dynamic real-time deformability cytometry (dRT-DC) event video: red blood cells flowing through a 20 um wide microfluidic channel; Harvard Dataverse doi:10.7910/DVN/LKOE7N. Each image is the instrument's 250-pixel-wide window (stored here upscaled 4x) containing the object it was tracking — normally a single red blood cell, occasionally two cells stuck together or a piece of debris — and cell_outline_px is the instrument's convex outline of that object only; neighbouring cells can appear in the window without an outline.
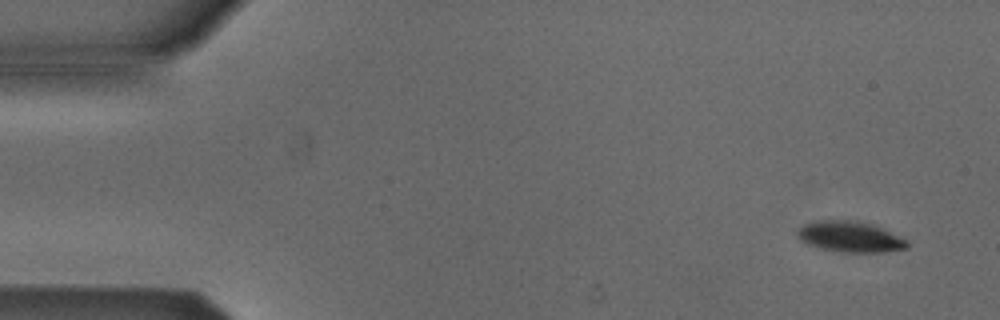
{"species": "Egyptian fruit bat (a non-hibernating species)", "species_latin": "Rousettus aegyptiacus", "temperature_condition": "cold", "stored_images_in_passage": 6, "camera_frame_rate_fps": 3000, "um_per_image_px": 0.085, "animal": {"sex": "male"}, "frame": {"image": 1, "passage_image": 1, "time_ms": 0.0, "image_size_px": [1000, 320], "cell_outline_px": [[908, 248], [884, 252], [840, 252], [820, 248], [808, 244], [800, 240], [796, 236], [796, 232], [804, 224], [820, 220], [856, 220], [872, 224], [908, 240]], "centroid_in_image_um": [72.25, 20.12], "position_along_channel_um": 12.8, "area_um2": 19.71}}
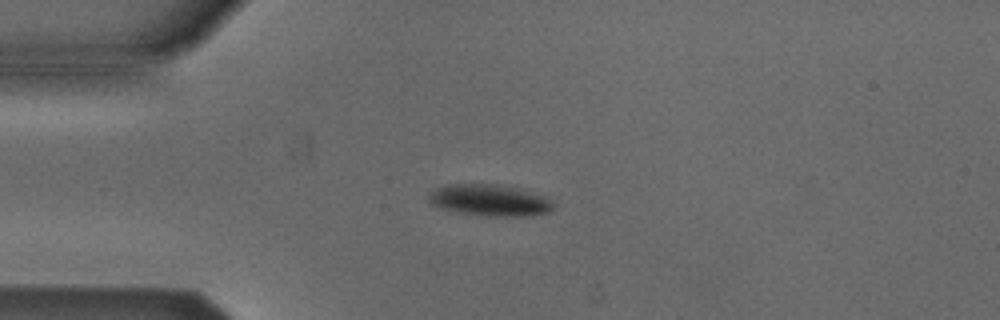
{"frame": {"image": 2, "passage_image": 3, "time_ms": 3.333, "image_size_px": [1000, 320], "cell_outline_px": [[552, 208], [548, 212], [532, 216], [480, 216], [452, 212], [440, 208], [432, 204], [428, 200], [428, 196], [436, 188], [448, 184], [496, 184], [520, 188], [548, 196], [552, 200]], "centroid_in_image_um": [41.64, 17.03], "position_along_channel_um": 43.4, "area_um2": 23.35}}
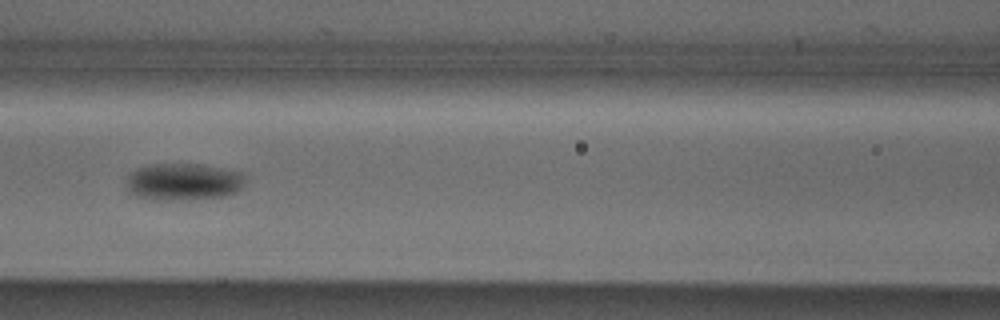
{"frame": {"image": 3, "passage_image": 6, "time_ms": 6.667, "image_size_px": [1000, 320], "cell_outline_px": [[244, 184], [236, 192], [224, 196], [188, 200], [152, 200], [136, 196], [128, 192], [124, 184], [124, 176], [136, 168], [148, 164], [200, 164], [244, 172]], "centroid_in_image_um": [15.51, 15.45], "position_along_channel_um": 151.1, "area_um2": 26.41}}